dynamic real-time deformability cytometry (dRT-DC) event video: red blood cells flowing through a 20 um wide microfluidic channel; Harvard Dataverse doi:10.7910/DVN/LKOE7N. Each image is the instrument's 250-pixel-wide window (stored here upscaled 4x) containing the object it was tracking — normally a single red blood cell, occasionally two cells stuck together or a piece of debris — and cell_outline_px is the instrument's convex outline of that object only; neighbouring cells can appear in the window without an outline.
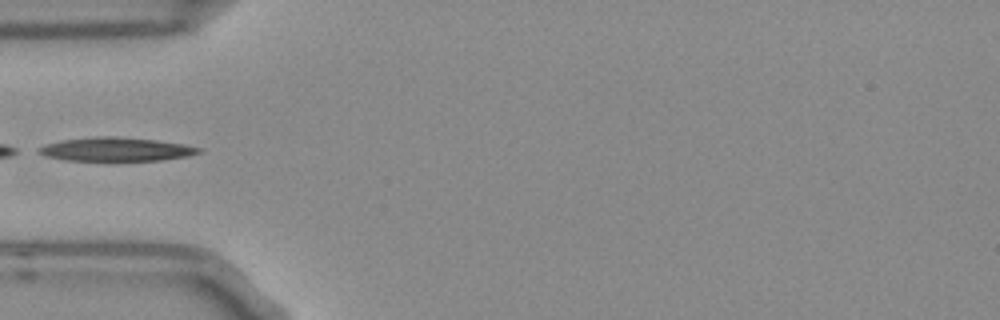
{"species": "Egyptian fruit bat (a non-hibernating species)", "species_latin": "Rousettus aegyptiacus", "temperature_condition": "room temperature", "stored_images_in_passage": 31, "camera_frame_rate_fps": 3000, "um_per_image_px": 0.085, "frame": {"image": 1, "passage_image": 1, "time_ms": 0.0, "image_size_px": [1000, 320], "cell_outline_px": [[204, 152], [188, 156], [160, 160], [68, 160], [48, 156], [36, 152], [36, 148], [44, 144], [60, 140], [96, 136], [116, 136], [156, 140], [184, 144], [204, 148]], "centroid_in_image_um": [9.89, 12.67], "position_along_channel_um": 75.1, "area_um2": 22.2}}